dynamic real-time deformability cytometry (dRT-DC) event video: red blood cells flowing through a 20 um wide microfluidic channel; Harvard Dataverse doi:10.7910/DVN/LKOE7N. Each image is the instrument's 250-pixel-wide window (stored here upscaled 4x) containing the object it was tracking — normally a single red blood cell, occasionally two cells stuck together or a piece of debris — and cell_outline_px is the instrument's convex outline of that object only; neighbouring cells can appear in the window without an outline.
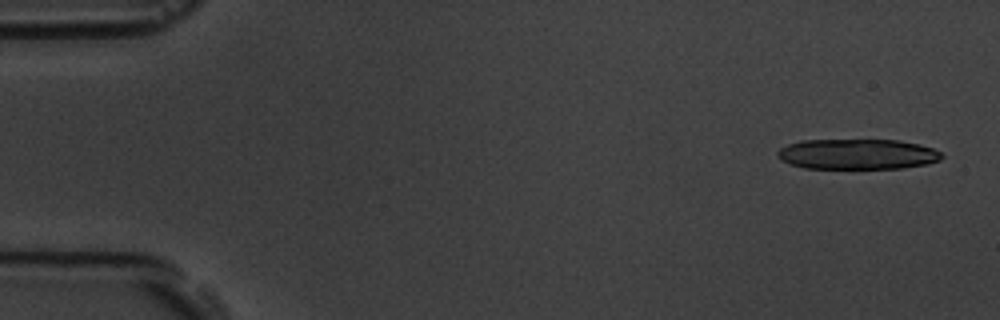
{"species": "common noctule bat (a hibernating species)", "species_latin": "Nyctalus noctula", "temperature_condition": "room temperature", "stored_images_in_passage": 6, "camera_frame_rate_fps": 3000, "um_per_image_px": 0.085, "animal": {"sex": "male", "body_mass_g": 19.5, "forearm_length_mm": 54.6}, "frame": {"image": 1, "passage_image": 1, "time_ms": 0.0, "image_size_px": [1000, 320], "cell_outline_px": [[944, 156], [940, 160], [924, 164], [904, 168], [804, 168], [792, 164], [776, 156], [776, 152], [780, 148], [788, 144], [800, 140], [900, 140], [920, 144], [932, 148], [940, 152]], "centroid_in_image_um": [72.88, 13.09], "position_along_channel_um": 12.1, "area_um2": 29.02}}
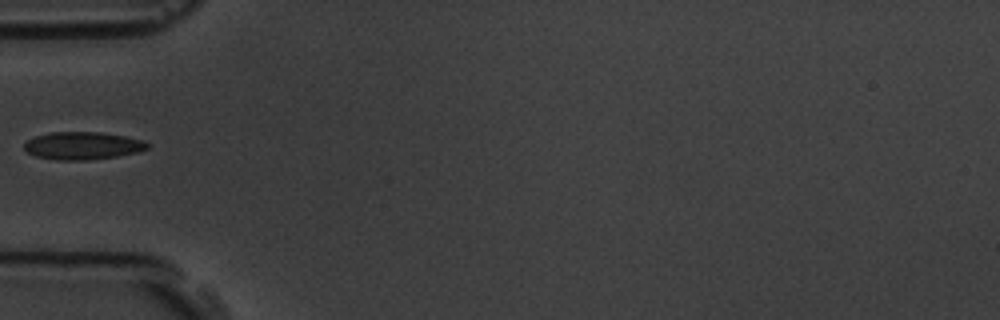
{"frame": {"image": 2, "passage_image": 6, "time_ms": 5.667, "image_size_px": [1000, 320], "cell_outline_px": [[148, 148], [136, 152], [116, 156], [88, 160], [56, 160], [36, 156], [28, 152], [24, 148], [24, 144], [28, 140], [36, 136], [48, 132], [100, 132], [124, 136], [144, 140], [148, 144]], "centroid_in_image_um": [7.01, 12.38], "position_along_channel_um": 78.0, "area_um2": 19.71}}